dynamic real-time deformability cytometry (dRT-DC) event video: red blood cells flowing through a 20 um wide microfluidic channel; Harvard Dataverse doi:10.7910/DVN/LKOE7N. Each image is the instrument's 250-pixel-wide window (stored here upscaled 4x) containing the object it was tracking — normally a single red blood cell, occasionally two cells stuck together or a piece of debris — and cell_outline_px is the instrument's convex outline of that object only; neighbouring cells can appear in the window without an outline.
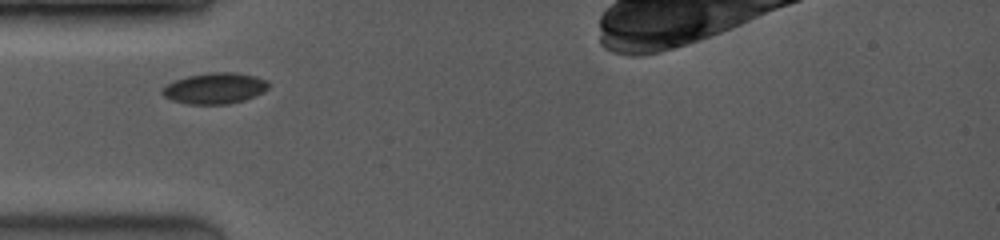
{"species": "common noctule bat (a hibernating species)", "species_latin": "Nyctalus noctula", "temperature_condition": "room temperature", "stored_images_in_passage": 15, "camera_frame_rate_fps": 3500, "um_per_image_px": 0.085, "animal": {"sex": "female", "body_mass_g": 19.0, "forearm_length_mm": 53.3}, "frame": {"image": 1, "passage_image": 3, "time_ms": 0.571, "image_size_px": [1000, 240], "cell_outline_px": [[268, 88], [264, 92], [244, 100], [228, 104], [188, 104], [172, 100], [164, 96], [160, 92], [168, 84], [176, 80], [188, 76], [212, 72], [236, 72], [256, 76], [268, 80]], "centroid_in_image_um": [18.29, 7.5], "position_along_channel_um": 66.7, "area_um2": 19.13}}
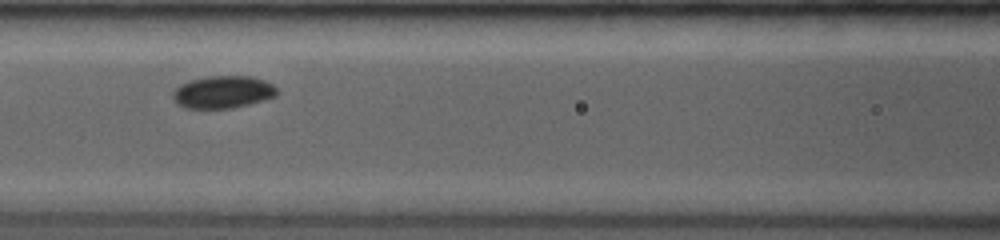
{"frame": {"image": 2, "passage_image": 9, "time_ms": 2.571, "image_size_px": [1000, 240], "cell_outline_px": [[276, 96], [264, 100], [232, 108], [184, 108], [172, 96], [172, 92], [180, 84], [192, 80], [208, 76], [252, 76], [264, 80], [272, 84], [276, 88]], "centroid_in_image_um": [18.96, 7.82], "position_along_channel_um": 147.6, "area_um2": 19.48}}